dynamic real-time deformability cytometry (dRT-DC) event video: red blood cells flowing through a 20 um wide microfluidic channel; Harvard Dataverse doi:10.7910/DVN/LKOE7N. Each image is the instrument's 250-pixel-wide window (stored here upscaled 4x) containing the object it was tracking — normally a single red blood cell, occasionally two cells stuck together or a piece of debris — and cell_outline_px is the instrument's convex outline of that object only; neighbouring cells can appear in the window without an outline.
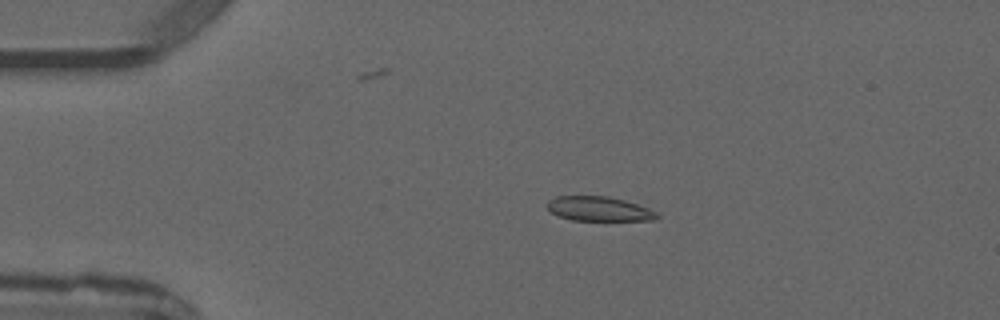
{"species": "common noctule bat (a hibernating species)", "species_latin": "Nyctalus noctula", "temperature_condition": "warm", "stored_images_in_passage": 4, "camera_frame_rate_fps": 3000, "um_per_image_px": 0.085, "animal": {"sex": "male", "forearm_length_mm": 52.5}, "frame": {"image": 1, "passage_image": 2, "time_ms": 1.0, "image_size_px": [1000, 320], "cell_outline_px": [[660, 216], [656, 220], [572, 220], [556, 216], [544, 204], [548, 200], [556, 196], [608, 196], [624, 200], [648, 208], [656, 212]], "centroid_in_image_um": [50.87, 17.75], "position_along_channel_um": 34.1, "area_um2": 15.72}}